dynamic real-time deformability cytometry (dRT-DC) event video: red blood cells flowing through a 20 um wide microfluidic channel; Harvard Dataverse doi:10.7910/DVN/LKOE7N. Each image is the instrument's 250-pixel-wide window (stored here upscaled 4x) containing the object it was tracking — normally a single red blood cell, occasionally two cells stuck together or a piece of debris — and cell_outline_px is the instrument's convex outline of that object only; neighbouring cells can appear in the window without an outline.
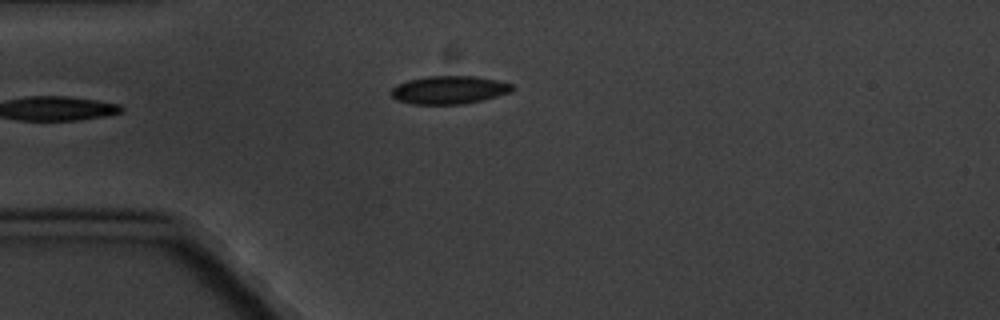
{"species": "common noctule bat (a hibernating species)", "species_latin": "Nyctalus noctula", "temperature_condition": "cold", "stored_images_in_passage": 5, "camera_frame_rate_fps": 3000, "um_per_image_px": 0.085, "animal": {"sex": "male", "body_mass_g": 20.1, "forearm_length_mm": 53.5}, "frame": {"image": 1, "passage_image": 5, "time_ms": 5.333, "image_size_px": [1000, 320], "cell_outline_px": [[516, 88], [512, 92], [484, 100], [464, 104], [412, 104], [396, 100], [392, 96], [392, 88], [396, 84], [408, 80], [428, 76], [476, 76], [496, 80], [512, 84]], "centroid_in_image_um": [38.21, 7.64], "position_along_channel_um": 46.8, "area_um2": 20.0}}